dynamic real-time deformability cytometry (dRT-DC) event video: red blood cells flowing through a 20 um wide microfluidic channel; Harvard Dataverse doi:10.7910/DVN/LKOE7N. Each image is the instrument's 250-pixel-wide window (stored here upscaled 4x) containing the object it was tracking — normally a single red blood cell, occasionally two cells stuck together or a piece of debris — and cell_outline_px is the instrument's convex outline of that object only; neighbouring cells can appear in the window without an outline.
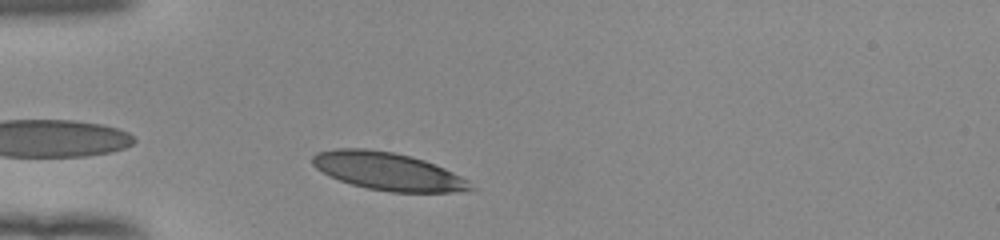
{"species": "human", "species_latin": "Homo sapiens", "temperature_condition": "room temperature", "stored_images_in_passage": 33, "camera_frame_rate_fps": 3000, "um_per_image_px": 0.085, "donor": {"sex": "female"}, "frame": {"image": 1, "passage_image": 4, "time_ms": 1.0, "image_size_px": [1000, 240], "cell_outline_px": [[476, 188], [452, 192], [392, 192], [368, 188], [352, 184], [340, 180], [316, 168], [312, 164], [312, 156], [316, 152], [336, 148], [364, 148], [396, 152], [412, 156], [424, 160], [444, 168], [468, 180]], "centroid_in_image_um": [32.97, 14.54], "position_along_channel_um": 52.0, "area_um2": 34.62}}
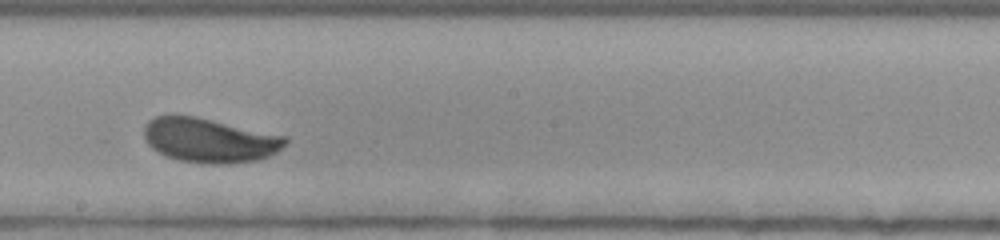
{"frame": {"image": 2, "passage_image": 19, "time_ms": 6.0, "image_size_px": [1000, 240], "cell_outline_px": [[288, 144], [276, 152], [260, 160], [228, 164], [200, 164], [180, 160], [168, 156], [152, 148], [148, 144], [144, 136], [144, 124], [148, 120], [156, 116], [196, 116], [288, 136]], "centroid_in_image_um": [17.85, 11.93], "position_along_channel_um": 230.3, "area_um2": 36.82}}
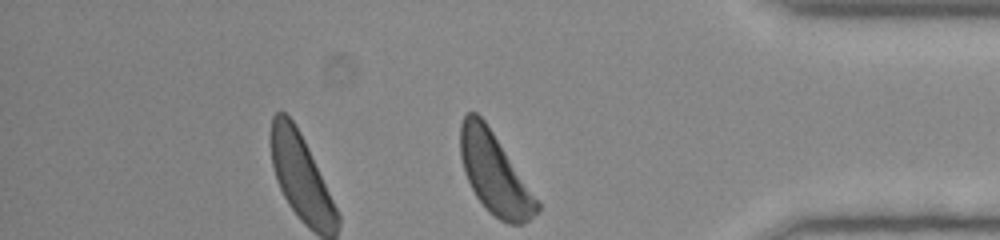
{"frame": {"image": 3, "passage_image": 33, "time_ms": 10.667, "image_size_px": [1000, 240], "cell_outline_px": [[540, 208], [524, 224], [508, 224], [500, 220], [488, 212], [476, 196], [464, 172], [460, 156], [460, 124], [464, 116], [468, 112], [476, 112], [484, 120], [540, 204]], "centroid_in_image_um": [42.0, 14.76], "position_along_channel_um": 393.2, "area_um2": 35.32}, "authors_computed_cell_mechanics": {"area_um2": 35.547, "velocity_mm_per_s": 3.8926, "shape_relaxation_time_tau1_ms": 2.3997, "shape_relaxation_time_tau2_ms": null, "deformation_change_tau1": 0.1283, "deformation_change_tau2": null}}